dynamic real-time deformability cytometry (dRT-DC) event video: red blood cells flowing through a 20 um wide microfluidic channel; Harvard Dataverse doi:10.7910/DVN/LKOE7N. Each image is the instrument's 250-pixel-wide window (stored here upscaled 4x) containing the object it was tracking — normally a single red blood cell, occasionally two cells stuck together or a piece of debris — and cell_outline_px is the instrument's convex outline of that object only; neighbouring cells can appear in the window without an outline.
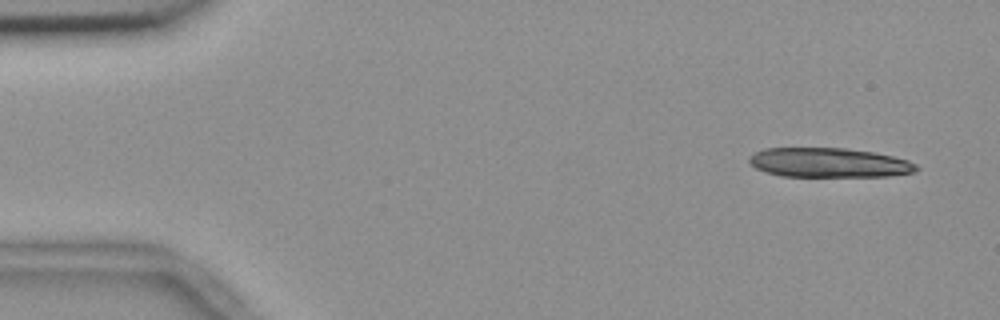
{"species": "common noctule bat (a hibernating species)", "species_latin": "Nyctalus noctula", "temperature_condition": "room temperature", "stored_images_in_passage": 5, "camera_frame_rate_fps": 3000, "um_per_image_px": 0.085, "animal": {"sex": "female", "body_mass_g": 18.4}, "frame": {"image": 1, "passage_image": 1, "time_ms": 0.0, "image_size_px": [1000, 320], "cell_outline_px": [[920, 168], [916, 172], [888, 176], [780, 176], [756, 168], [748, 160], [748, 156], [764, 148], [844, 148], [872, 152], [892, 156], [908, 160], [916, 164]], "centroid_in_image_um": [70.48, 13.82], "position_along_channel_um": 14.5, "area_um2": 28.61}}
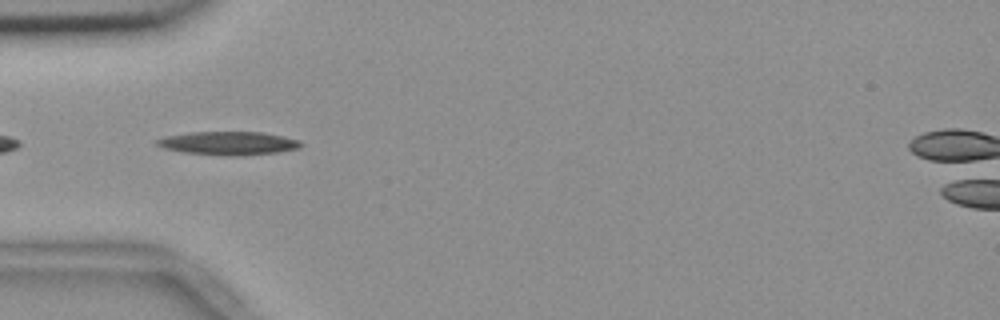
{"frame": {"image": 2, "passage_image": 5, "time_ms": 1.333, "image_size_px": [1000, 320], "cell_outline_px": [[304, 144], [300, 148], [276, 152], [240, 156], [228, 156], [184, 152], [164, 148], [156, 144], [156, 140], [164, 136], [192, 132], [260, 132], [284, 136], [300, 140]], "centroid_in_image_um": [19.45, 12.17], "position_along_channel_um": 65.6, "area_um2": 19.65}}